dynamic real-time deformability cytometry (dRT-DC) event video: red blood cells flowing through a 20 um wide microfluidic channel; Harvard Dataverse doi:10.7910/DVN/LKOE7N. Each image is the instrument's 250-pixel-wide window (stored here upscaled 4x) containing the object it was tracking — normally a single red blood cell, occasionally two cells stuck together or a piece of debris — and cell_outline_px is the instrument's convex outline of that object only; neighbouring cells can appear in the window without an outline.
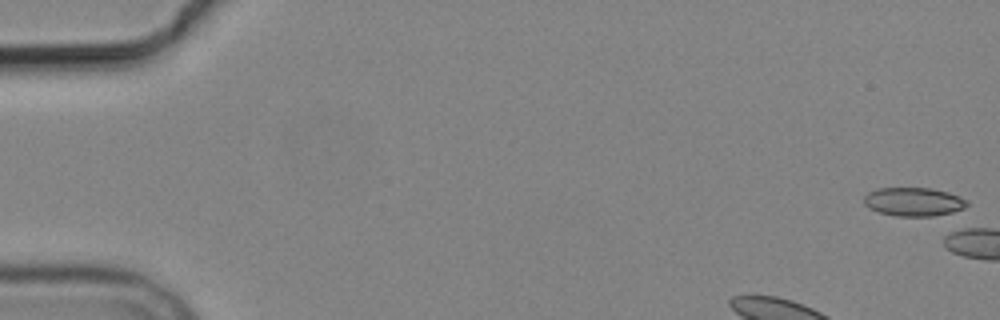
{"species": "common noctule bat (a hibernating species)", "species_latin": "Nyctalus noctula", "temperature_condition": "cold", "stored_images_in_passage": 3, "camera_frame_rate_fps": 3000, "um_per_image_px": 0.085, "animal": {"sex": "male", "body_mass_g": 19.2, "forearm_length_mm": 51.8}, "frame": {"image": 1, "passage_image": 1, "time_ms": 0.0, "image_size_px": [1000, 320], "cell_outline_px": [[968, 204], [964, 208], [952, 212], [932, 216], [896, 216], [880, 212], [868, 208], [864, 204], [864, 196], [868, 192], [876, 188], [932, 188], [948, 192], [960, 196], [968, 200]], "centroid_in_image_um": [77.66, 17.14], "position_along_channel_um": 7.3, "area_um2": 17.28}}